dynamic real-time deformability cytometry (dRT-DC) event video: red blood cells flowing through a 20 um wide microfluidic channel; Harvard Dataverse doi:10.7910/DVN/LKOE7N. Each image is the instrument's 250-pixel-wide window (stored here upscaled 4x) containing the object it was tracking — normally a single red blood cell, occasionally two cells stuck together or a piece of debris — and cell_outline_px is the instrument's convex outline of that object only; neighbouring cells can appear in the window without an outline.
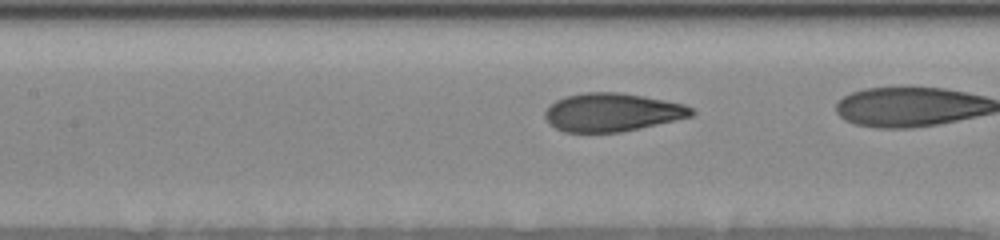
{"species": "human", "species_latin": "Homo sapiens", "temperature_condition": "room temperature", "stored_images_in_passage": 40, "camera_frame_rate_fps": 3000, "um_per_image_px": 0.085, "donor": {"sex": "female"}, "frame": {"image": 1, "passage_image": 22, "time_ms": 4.667, "image_size_px": [1000, 240], "cell_outline_px": [[696, 112], [692, 116], [640, 128], [620, 132], [564, 132], [548, 124], [544, 116], [544, 112], [556, 100], [564, 96], [584, 92], [620, 92], [644, 96], [684, 104], [692, 108]], "centroid_in_image_um": [52.01, 9.54], "position_along_channel_um": 155.4, "area_um2": 32.71}}
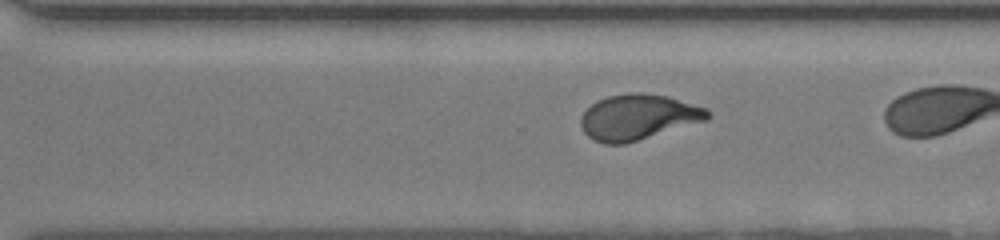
{"frame": {"image": 2, "passage_image": 31, "time_ms": 8.667, "image_size_px": [1000, 240], "cell_outline_px": [[712, 116], [708, 120], [624, 144], [604, 144], [588, 136], [584, 132], [580, 124], [580, 116], [596, 100], [608, 96], [628, 92], [640, 92], [668, 96], [708, 108], [712, 112]], "centroid_in_image_um": [54.27, 9.94], "position_along_channel_um": 316.3, "area_um2": 33.87}}
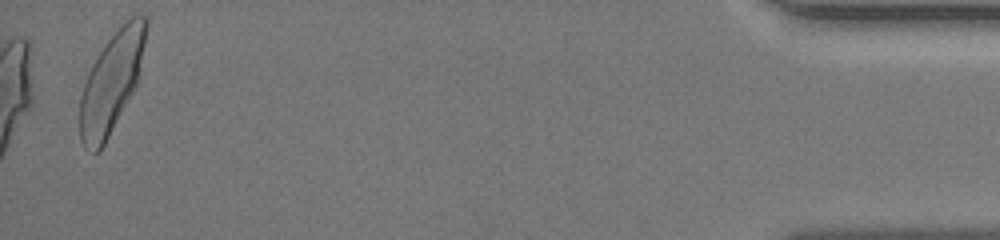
{"frame": {"image": 3, "passage_image": 40, "time_ms": 14.0, "image_size_px": [1000, 240], "cell_outline_px": [[148, 24], [140, 72], [136, 84], [132, 92], [100, 152], [92, 152], [84, 148], [80, 140], [80, 96], [88, 72], [92, 64], [104, 44], [132, 16], [148, 16]], "centroid_in_image_um": [9.47, 7.01], "position_along_channel_um": 425.7, "area_um2": 37.97}}